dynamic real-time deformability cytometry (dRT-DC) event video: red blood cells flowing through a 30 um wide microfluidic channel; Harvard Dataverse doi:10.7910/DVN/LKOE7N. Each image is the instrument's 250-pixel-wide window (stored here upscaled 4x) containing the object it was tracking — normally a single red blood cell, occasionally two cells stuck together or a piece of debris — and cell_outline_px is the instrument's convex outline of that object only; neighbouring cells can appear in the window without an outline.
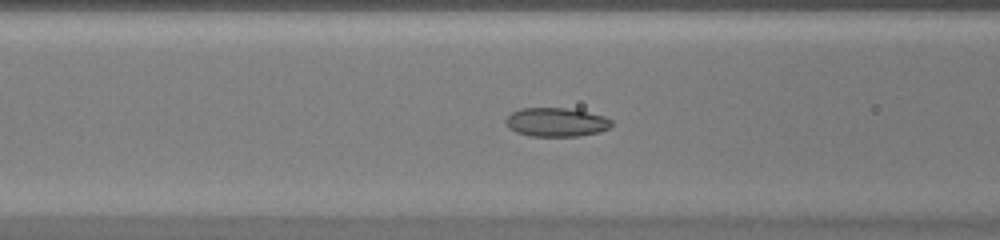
{"species": "common noctule bat (a hibernating species)", "species_latin": "Nyctalus noctula", "temperature_condition": "warm", "stored_images_in_passage": 49, "camera_frame_rate_fps": 3000, "um_per_image_px": 0.085, "animal": {"sex": "female", "body_mass_g": 20.0, "forearm_length_mm": 54.0}, "frame": {"image": 1, "passage_image": 21, "time_ms": 6.667, "image_size_px": [1000, 240], "cell_outline_px": [[612, 124], [608, 128], [600, 132], [580, 136], [532, 136], [516, 132], [508, 128], [504, 120], [512, 112], [520, 108], [564, 108], [588, 112], [604, 116], [612, 120]], "centroid_in_image_um": [47.27, 10.39], "position_along_channel_um": 119.3, "area_um2": 17.8}}
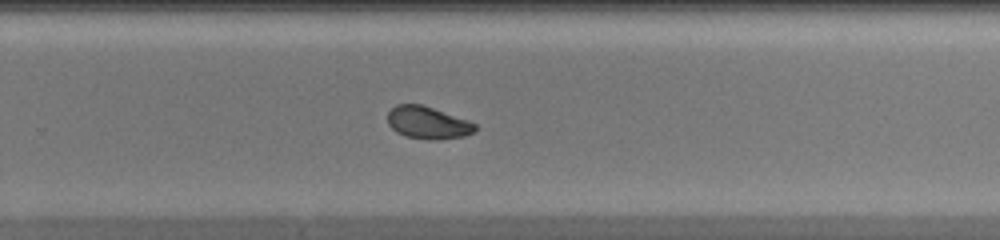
{"frame": {"image": 2, "passage_image": 33, "time_ms": 10.667, "image_size_px": [1000, 240], "cell_outline_px": [[476, 132], [464, 136], [440, 140], [432, 140], [404, 136], [396, 132], [388, 124], [388, 112], [396, 104], [420, 104], [468, 120], [476, 124]], "centroid_in_image_um": [36.36, 10.44], "position_along_channel_um": 293.4, "area_um2": 16.53}}
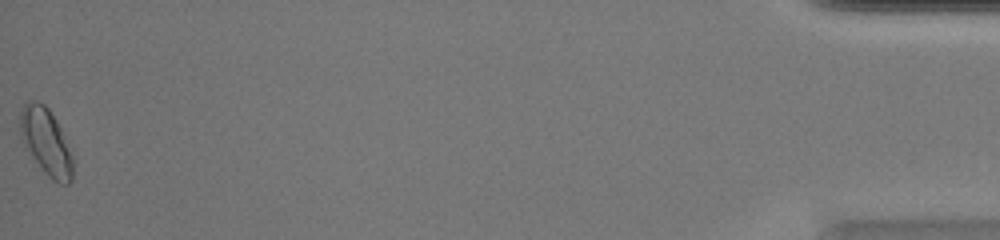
{"frame": {"image": 3, "passage_image": 49, "time_ms": 16.0, "image_size_px": [1000, 240], "cell_outline_px": [[72, 180], [68, 184], [60, 184], [52, 180], [48, 176], [36, 160], [20, 132], [20, 112], [24, 104], [28, 100], [36, 100], [44, 104], [48, 108], [56, 120], [60, 128], [72, 156]], "centroid_in_image_um": [3.93, 12.02], "position_along_channel_um": 431.3, "area_um2": 19.71}}